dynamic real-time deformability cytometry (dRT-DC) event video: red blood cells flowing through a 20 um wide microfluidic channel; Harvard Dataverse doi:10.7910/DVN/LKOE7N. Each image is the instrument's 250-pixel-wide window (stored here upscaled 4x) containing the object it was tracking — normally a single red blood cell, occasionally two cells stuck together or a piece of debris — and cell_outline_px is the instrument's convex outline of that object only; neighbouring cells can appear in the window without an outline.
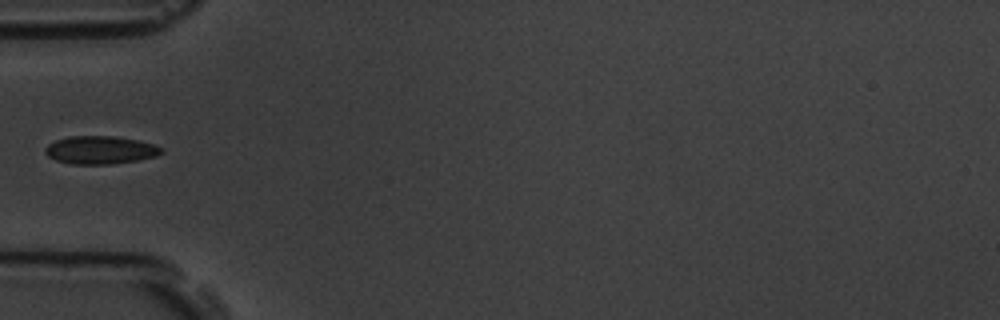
{"species": "common noctule bat (a hibernating species)", "species_latin": "Nyctalus noctula", "temperature_condition": "room temperature", "stored_images_in_passage": 4, "camera_frame_rate_fps": 3000, "um_per_image_px": 0.085, "animal": {"sex": "male", "body_mass_g": 19.5, "forearm_length_mm": 54.6}, "frame": {"image": 1, "passage_image": 4, "time_ms": 4.333, "image_size_px": [1000, 320], "cell_outline_px": [[164, 152], [156, 156], [136, 160], [112, 164], [72, 164], [56, 160], [48, 156], [44, 152], [44, 148], [48, 144], [56, 140], [68, 136], [112, 136], [136, 140], [152, 144], [160, 148]], "centroid_in_image_um": [8.47, 12.75], "position_along_channel_um": 76.5, "area_um2": 18.79}}